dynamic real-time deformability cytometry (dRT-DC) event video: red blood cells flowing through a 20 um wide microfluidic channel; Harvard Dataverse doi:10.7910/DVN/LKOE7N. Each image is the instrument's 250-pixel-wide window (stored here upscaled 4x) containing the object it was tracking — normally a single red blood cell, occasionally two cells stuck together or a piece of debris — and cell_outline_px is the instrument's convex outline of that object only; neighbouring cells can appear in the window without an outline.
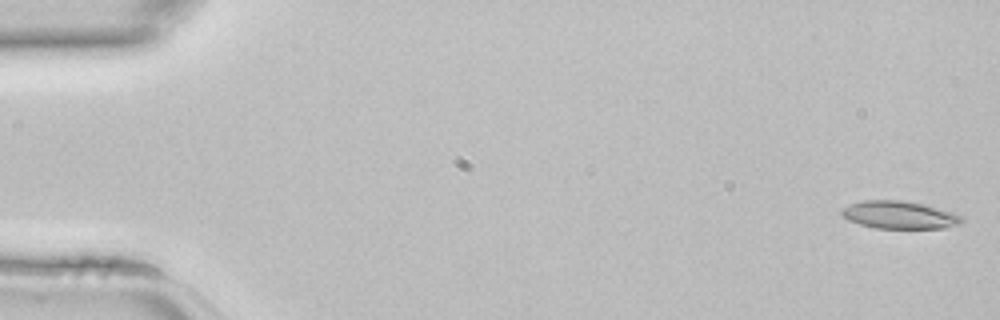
{"species": "common noctule bat (a hibernating species)", "species_latin": "Nyctalus noctula", "temperature_condition": "room temperature", "stored_images_in_passage": 44, "camera_frame_rate_fps": 3000, "um_per_image_px": 0.085, "animal": {"sex": "female", "body_mass_g": 22.7, "forearm_length_mm": 54.2}, "frame": {"image": 1, "passage_image": 1, "time_ms": 0.0, "image_size_px": [1000, 320], "cell_outline_px": [[964, 220], [960, 224], [944, 228], [872, 228], [848, 220], [840, 216], [840, 212], [844, 208], [852, 204], [864, 200], [900, 200], [924, 204], [956, 212]], "centroid_in_image_um": [76.47, 18.27], "position_along_channel_um": 8.5, "area_um2": 19.48}}
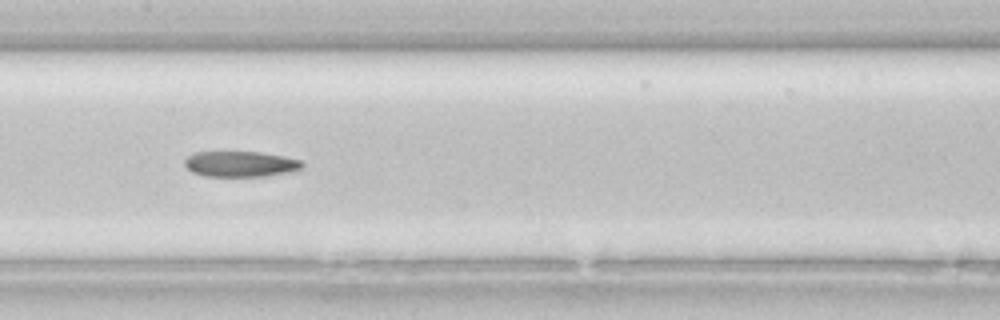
{"frame": {"image": 2, "passage_image": 22, "time_ms": 7.0, "image_size_px": [1000, 320], "cell_outline_px": [[304, 168], [296, 172], [264, 176], [204, 176], [192, 172], [184, 164], [184, 160], [188, 156], [196, 152], [260, 152], [284, 156], [300, 160], [304, 164]], "centroid_in_image_um": [20.5, 13.95], "position_along_channel_um": 186.9, "area_um2": 17.74}}
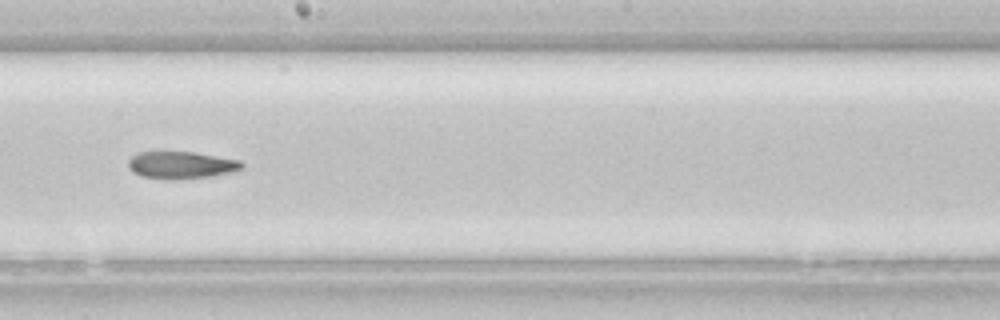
{"frame": {"image": 3, "passage_image": 25, "time_ms": 8.0, "image_size_px": [1000, 320], "cell_outline_px": [[244, 168], [236, 172], [212, 176], [176, 180], [172, 180], [140, 176], [132, 172], [128, 168], [128, 160], [132, 156], [140, 152], [192, 152], [240, 160], [244, 164]], "centroid_in_image_um": [15.42, 14.05], "position_along_channel_um": 232.8, "area_um2": 18.26}}